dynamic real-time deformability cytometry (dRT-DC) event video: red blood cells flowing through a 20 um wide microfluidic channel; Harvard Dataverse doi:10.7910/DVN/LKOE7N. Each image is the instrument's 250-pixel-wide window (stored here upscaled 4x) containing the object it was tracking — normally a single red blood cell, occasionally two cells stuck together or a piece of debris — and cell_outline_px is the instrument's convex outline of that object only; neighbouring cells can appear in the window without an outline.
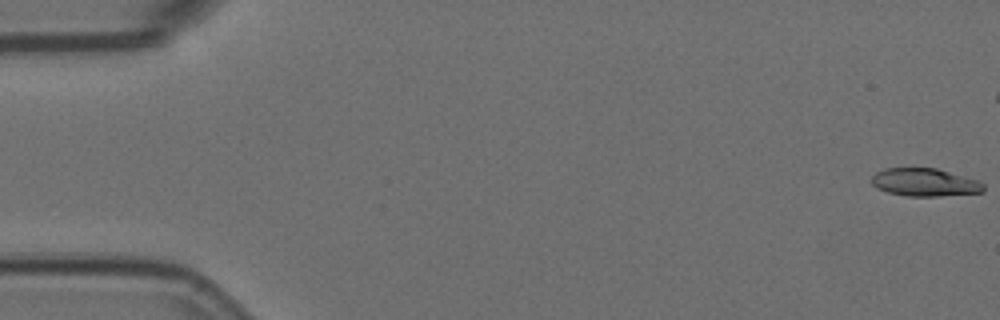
{"species": "Egyptian fruit bat (a non-hibernating species)", "species_latin": "Rousettus aegyptiacus", "temperature_condition": "room temperature", "stored_images_in_passage": 47, "camera_frame_rate_fps": 3000, "um_per_image_px": 0.085, "animal": {"sex": "female"}, "frame": {"image": 1, "passage_image": 1, "time_ms": 0.0, "image_size_px": [1000, 320], "cell_outline_px": [[984, 192], [940, 196], [908, 196], [888, 192], [876, 188], [872, 184], [872, 176], [876, 172], [884, 168], [936, 168], [980, 180], [984, 184]], "centroid_in_image_um": [78.63, 15.49], "position_along_channel_um": 6.4, "area_um2": 18.32}}
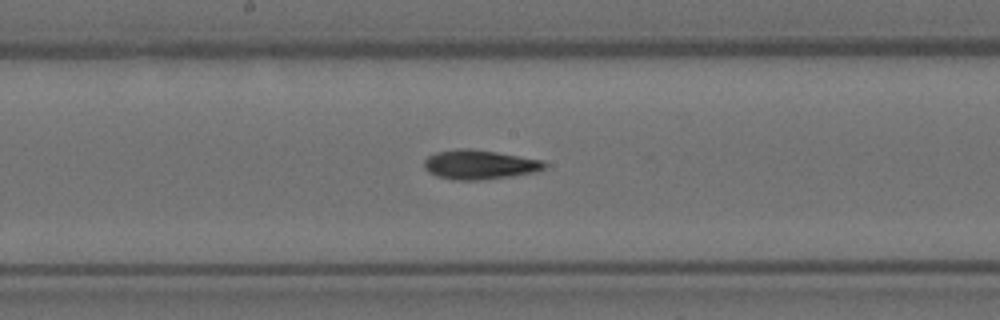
{"frame": {"image": 2, "passage_image": 30, "time_ms": 9.667, "image_size_px": [1000, 320], "cell_outline_px": [[548, 164], [544, 168], [536, 172], [512, 176], [480, 180], [452, 180], [436, 176], [428, 172], [424, 168], [424, 160], [428, 156], [436, 152], [456, 148], [472, 148], [544, 160]], "centroid_in_image_um": [40.74, 13.99], "position_along_channel_um": 207.5, "area_um2": 20.87}}
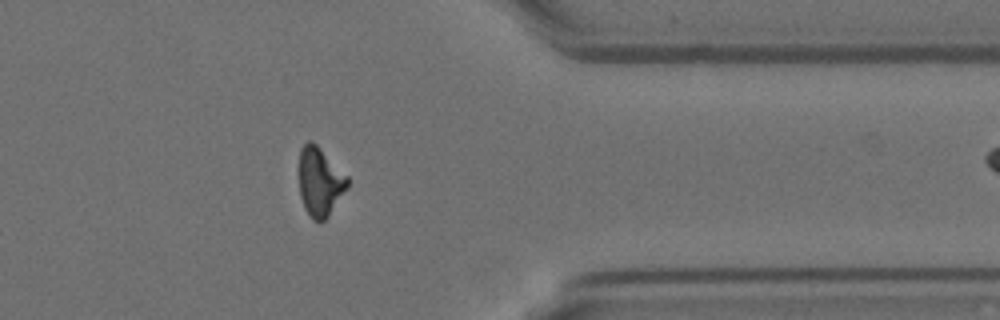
{"frame": {"image": 3, "passage_image": 46, "time_ms": 15.0, "image_size_px": [1000, 320], "cell_outline_px": [[348, 188], [328, 216], [320, 224], [312, 220], [304, 208], [300, 196], [300, 148], [308, 140], [312, 140], [348, 176]], "centroid_in_image_um": [27.2, 15.48], "position_along_channel_um": 384.2, "area_um2": 19.48}}